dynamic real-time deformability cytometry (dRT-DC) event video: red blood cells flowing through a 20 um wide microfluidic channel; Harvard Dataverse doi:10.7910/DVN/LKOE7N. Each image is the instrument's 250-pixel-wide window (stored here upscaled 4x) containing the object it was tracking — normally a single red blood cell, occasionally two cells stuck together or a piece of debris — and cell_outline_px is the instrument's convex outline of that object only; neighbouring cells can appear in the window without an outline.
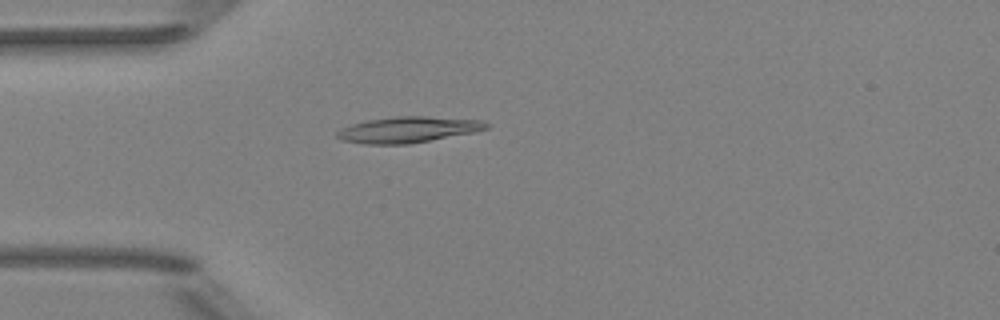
{"species": "Egyptian fruit bat (a non-hibernating species)", "species_latin": "Rousettus aegyptiacus", "temperature_condition": "room temperature", "stored_images_in_passage": 2, "camera_frame_rate_fps": 3000, "um_per_image_px": 0.085, "animal": {"sex": "female"}, "frame": {"image": 1, "passage_image": 2, "time_ms": 1.0, "image_size_px": [1000, 320], "cell_outline_px": [[488, 128], [476, 132], [408, 144], [364, 144], [340, 140], [336, 136], [336, 132], [340, 128], [364, 120], [396, 116], [424, 116], [484, 120], [488, 124]], "centroid_in_image_um": [34.66, 11.02], "position_along_channel_um": 50.3, "area_um2": 22.77}}